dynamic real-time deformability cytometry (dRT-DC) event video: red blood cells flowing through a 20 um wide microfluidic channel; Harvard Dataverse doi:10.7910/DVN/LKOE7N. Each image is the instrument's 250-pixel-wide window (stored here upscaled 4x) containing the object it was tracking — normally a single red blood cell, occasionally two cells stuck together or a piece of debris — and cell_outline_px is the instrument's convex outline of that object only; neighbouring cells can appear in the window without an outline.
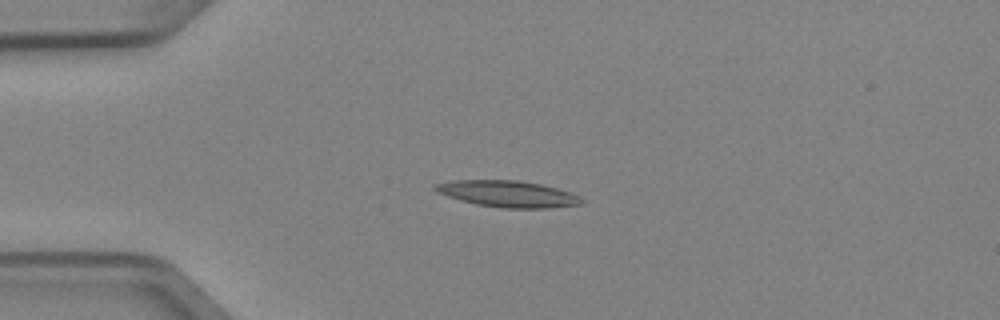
{"species": "Egyptian fruit bat (a non-hibernating species)", "species_latin": "Rousettus aegyptiacus", "temperature_condition": "cold", "stored_images_in_passage": 5, "camera_frame_rate_fps": 3000, "um_per_image_px": 0.085, "animal": {"sex": "female"}, "frame": {"image": 1, "passage_image": 4, "time_ms": 1.0, "image_size_px": [1000, 320], "cell_outline_px": [[584, 204], [548, 208], [500, 208], [476, 204], [460, 200], [436, 192], [432, 188], [432, 184], [452, 180], [516, 180], [540, 184], [572, 192], [580, 196], [584, 200]], "centroid_in_image_um": [43.16, 16.48], "position_along_channel_um": 41.8, "area_um2": 22.77}}